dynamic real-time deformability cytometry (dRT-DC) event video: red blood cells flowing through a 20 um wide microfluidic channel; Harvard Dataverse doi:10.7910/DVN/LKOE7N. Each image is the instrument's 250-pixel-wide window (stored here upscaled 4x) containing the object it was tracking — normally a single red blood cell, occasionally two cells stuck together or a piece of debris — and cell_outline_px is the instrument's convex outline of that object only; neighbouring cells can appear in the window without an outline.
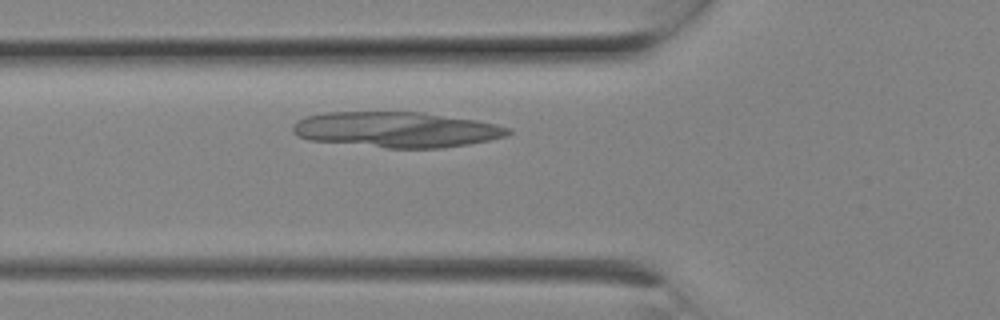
{"species": "Egyptian fruit bat (a non-hibernating species)", "species_latin": "Rousettus aegyptiacus", "temperature_condition": "room temperature", "stored_images_in_passage": 4, "camera_frame_rate_fps": 3000, "um_per_image_px": 0.085, "animal": {"sex": "female"}, "frame": {"image": 1, "passage_image": 4, "time_ms": 1.0, "image_size_px": [1000, 320], "cell_outline_px": [[512, 132], [504, 136], [488, 140], [468, 144], [440, 148], [388, 148], [308, 140], [292, 132], [292, 124], [296, 120], [304, 116], [324, 112], [420, 112], [476, 120], [496, 124], [512, 128]], "centroid_in_image_um": [33.65, 11.01], "position_along_channel_um": 92.1, "area_um2": 44.68}}